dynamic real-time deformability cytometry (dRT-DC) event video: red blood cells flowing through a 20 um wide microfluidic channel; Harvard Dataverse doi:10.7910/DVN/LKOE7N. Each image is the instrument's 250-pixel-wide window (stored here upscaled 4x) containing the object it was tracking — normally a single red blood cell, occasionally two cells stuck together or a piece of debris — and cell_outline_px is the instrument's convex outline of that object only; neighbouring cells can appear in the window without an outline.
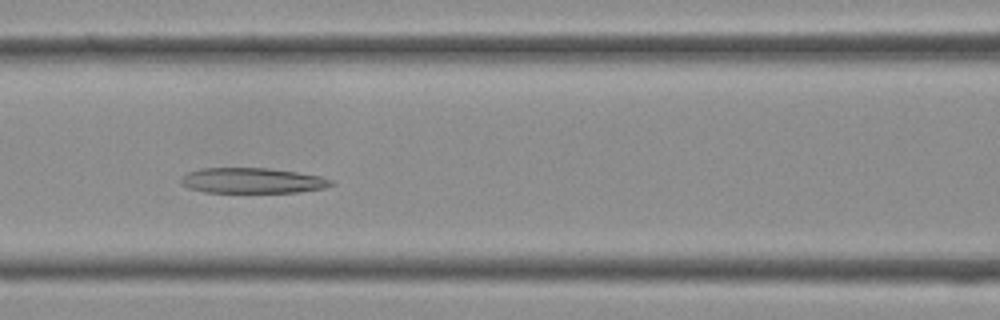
{"species": "Egyptian fruit bat (a non-hibernating species)", "species_latin": "Rousettus aegyptiacus", "temperature_condition": "cold", "stored_images_in_passage": 29, "camera_frame_rate_fps": 3000, "um_per_image_px": 0.085, "frame": {"image": 1, "passage_image": 7, "time_ms": 2.0, "image_size_px": [1000, 320], "cell_outline_px": [[336, 184], [324, 188], [300, 192], [204, 192], [188, 188], [180, 180], [180, 176], [188, 172], [200, 168], [268, 168], [296, 172], [320, 176], [332, 180]], "centroid_in_image_um": [21.45, 15.35], "position_along_channel_um": 145.2, "area_um2": 22.25}}
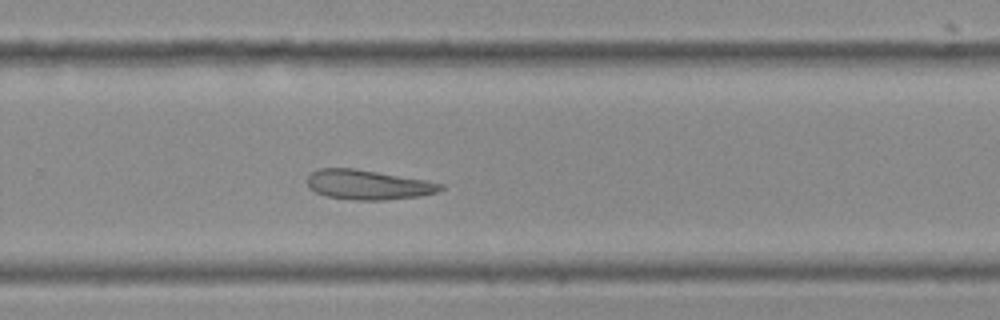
{"frame": {"image": 2, "passage_image": 16, "time_ms": 5.0, "image_size_px": [1000, 320], "cell_outline_px": [[444, 188], [436, 192], [420, 196], [384, 200], [352, 200], [328, 196], [316, 192], [308, 188], [308, 176], [312, 172], [320, 168], [356, 168], [428, 180], [444, 184]], "centroid_in_image_um": [31.31, 15.69], "position_along_channel_um": 298.5, "area_um2": 23.18}}
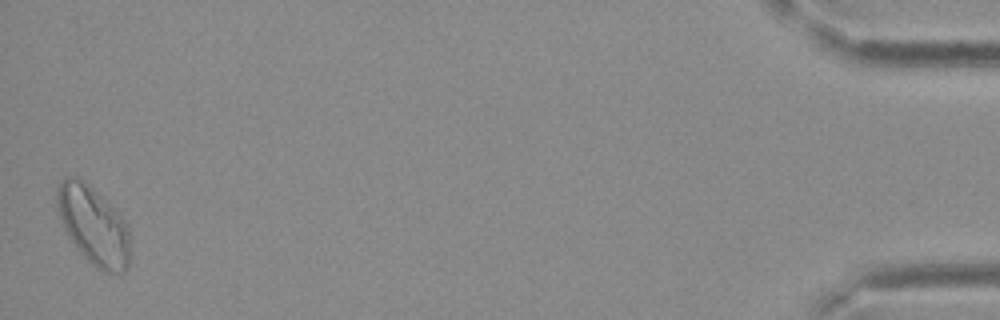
{"frame": {"image": 3, "passage_image": 29, "time_ms": 9.333, "image_size_px": [1000, 320], "cell_outline_px": [[128, 268], [124, 272], [104, 272], [96, 268], [80, 252], [64, 228], [56, 204], [56, 188], [60, 180], [68, 176], [80, 176], [116, 208], [128, 224]], "centroid_in_image_um": [7.93, 19.1], "position_along_channel_um": 427.3, "area_um2": 33.47}}